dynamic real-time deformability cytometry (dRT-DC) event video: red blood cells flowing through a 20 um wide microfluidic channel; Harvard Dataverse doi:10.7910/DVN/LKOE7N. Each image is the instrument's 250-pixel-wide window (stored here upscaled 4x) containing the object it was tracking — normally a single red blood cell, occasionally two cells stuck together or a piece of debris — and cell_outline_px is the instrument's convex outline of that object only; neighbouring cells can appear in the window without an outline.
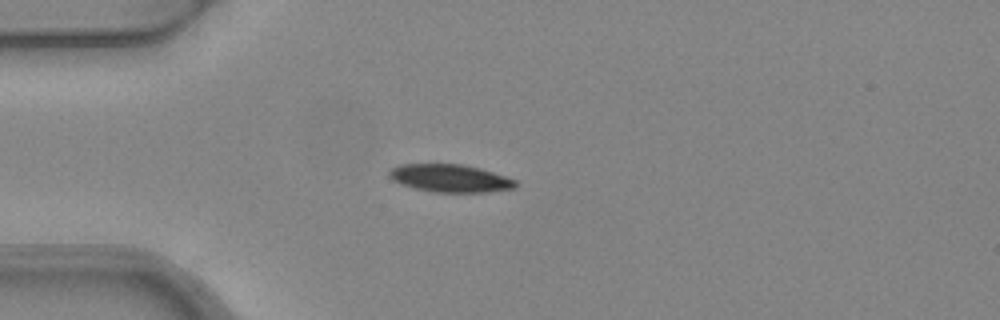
{"species": "common noctule bat (a hibernating species)", "species_latin": "Nyctalus noctula", "temperature_condition": "warm", "stored_images_in_passage": 2, "camera_frame_rate_fps": 3000, "um_per_image_px": 0.085, "animal": {"sex": "female", "body_mass_g": 24.6, "forearm_length_mm": 56.2}, "frame": {"image": 1, "passage_image": 1, "time_ms": 0.0, "image_size_px": [1000, 320], "cell_outline_px": [[520, 184], [516, 188], [488, 192], [432, 192], [400, 184], [392, 180], [388, 176], [388, 172], [392, 168], [400, 164], [460, 164], [480, 168], [516, 180]], "centroid_in_image_um": [38.27, 15.15], "position_along_channel_um": 46.7, "area_um2": 20.52}}